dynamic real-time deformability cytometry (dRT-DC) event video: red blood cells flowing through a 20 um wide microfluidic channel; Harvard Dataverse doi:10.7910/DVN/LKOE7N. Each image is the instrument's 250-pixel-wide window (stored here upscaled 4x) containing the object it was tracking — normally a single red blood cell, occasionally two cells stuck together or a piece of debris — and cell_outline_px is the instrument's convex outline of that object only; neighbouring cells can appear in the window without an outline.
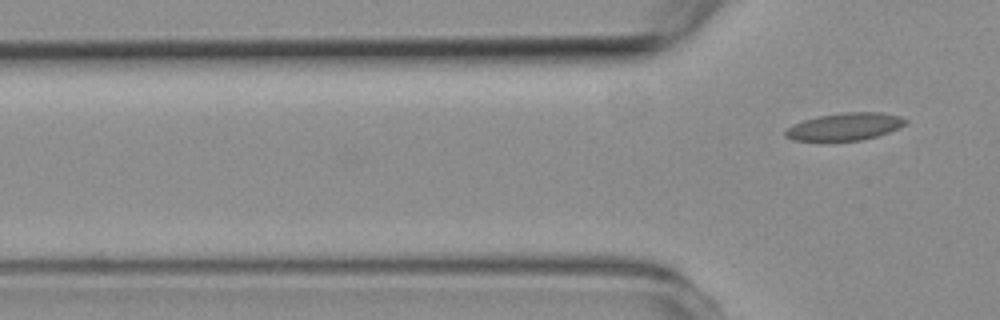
{"species": "common noctule bat (a hibernating species)", "species_latin": "Nyctalus noctula", "temperature_condition": "room temperature", "stored_images_in_passage": 3, "segment_of_instrument_passage": [2, 2], "camera_frame_rate_fps": 3000, "um_per_image_px": 0.085, "animal": {"sex": "female", "body_mass_g": 19.3, "forearm_length_mm": 54.1}, "frame": {"image": 1, "passage_image": 3, "time_ms": 2.333, "image_size_px": [1000, 320], "cell_outline_px": [[908, 120], [904, 124], [888, 132], [876, 136], [860, 140], [792, 140], [784, 136], [784, 132], [788, 128], [804, 120], [816, 116], [844, 112], [880, 112], [900, 116]], "centroid_in_image_um": [71.8, 10.75], "position_along_channel_um": 54.0, "area_um2": 18.84}}